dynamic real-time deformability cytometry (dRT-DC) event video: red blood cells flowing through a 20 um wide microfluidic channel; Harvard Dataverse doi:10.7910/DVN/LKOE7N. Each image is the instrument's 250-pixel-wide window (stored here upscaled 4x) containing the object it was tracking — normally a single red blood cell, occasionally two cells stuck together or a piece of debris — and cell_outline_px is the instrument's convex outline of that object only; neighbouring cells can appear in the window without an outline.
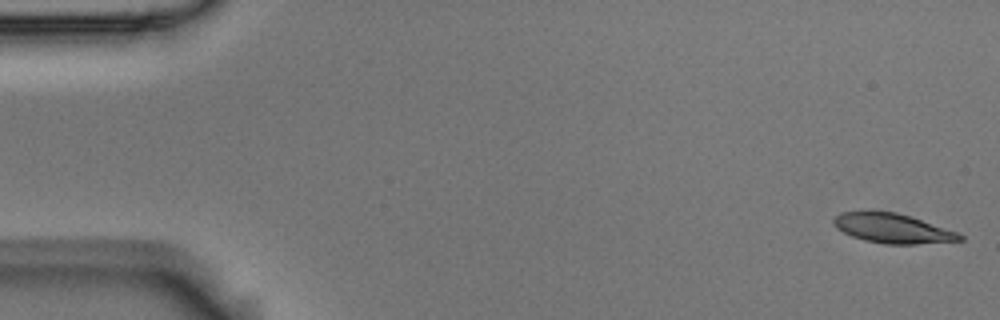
{"species": "Egyptian fruit bat (a non-hibernating species)", "species_latin": "Rousettus aegyptiacus", "temperature_condition": "room temperature", "stored_images_in_passage": 4, "camera_frame_rate_fps": 3000, "um_per_image_px": 0.085, "animal": {"sex": "male"}, "frame": {"image": 1, "passage_image": 1, "time_ms": 0.0, "image_size_px": [1000, 320], "cell_outline_px": [[964, 240], [916, 244], [888, 244], [864, 240], [852, 236], [836, 228], [832, 224], [832, 220], [840, 212], [896, 212], [960, 232], [964, 236]], "centroid_in_image_um": [75.9, 19.42], "position_along_channel_um": 9.1, "area_um2": 21.56}}
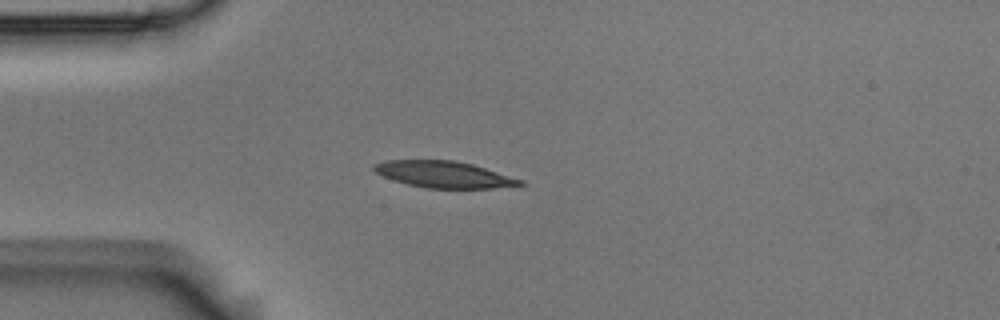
{"frame": {"image": 2, "passage_image": 4, "time_ms": 1.0, "image_size_px": [1000, 320], "cell_outline_px": [[528, 184], [492, 188], [428, 188], [408, 184], [384, 176], [376, 172], [372, 168], [372, 164], [388, 160], [452, 160], [472, 164], [524, 180]], "centroid_in_image_um": [37.76, 14.82], "position_along_channel_um": 47.2, "area_um2": 22.37}}